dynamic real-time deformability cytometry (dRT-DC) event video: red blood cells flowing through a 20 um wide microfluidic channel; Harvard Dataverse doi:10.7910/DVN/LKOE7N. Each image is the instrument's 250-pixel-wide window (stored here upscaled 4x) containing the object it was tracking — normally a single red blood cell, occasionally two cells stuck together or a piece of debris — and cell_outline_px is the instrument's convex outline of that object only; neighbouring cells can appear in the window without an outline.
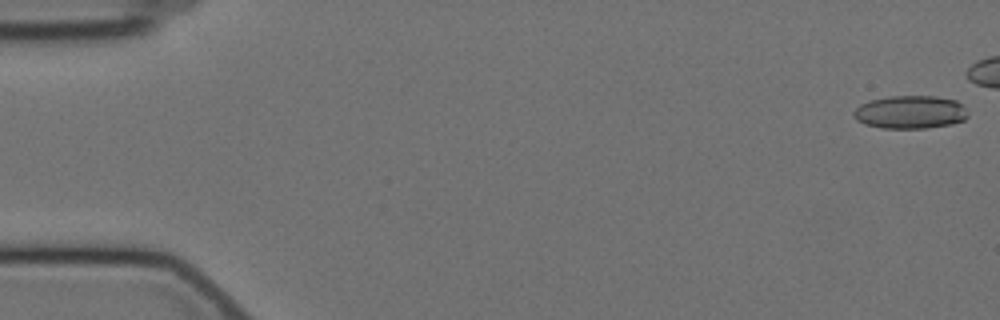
{"species": "Egyptian fruit bat (a non-hibernating species)", "species_latin": "Rousettus aegyptiacus", "temperature_condition": "cold", "stored_images_in_passage": 46, "camera_frame_rate_fps": 3000, "um_per_image_px": 0.085, "animal": {"sex": "female"}, "frame": {"image": 1, "passage_image": 1, "time_ms": 0.0, "image_size_px": [1000, 320], "cell_outline_px": [[968, 116], [964, 120], [952, 124], [928, 128], [880, 128], [864, 124], [856, 120], [852, 116], [852, 112], [860, 104], [868, 100], [892, 96], [936, 96], [956, 100], [968, 112]], "centroid_in_image_um": [77.34, 9.53], "position_along_channel_um": 7.7, "area_um2": 22.25}}
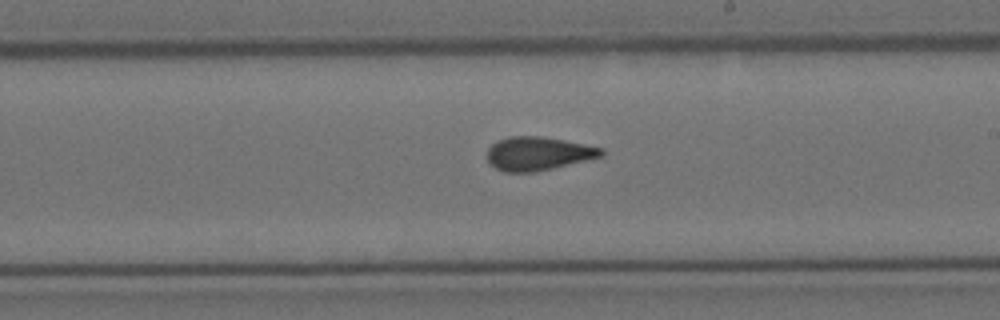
{"frame": {"image": 2, "passage_image": 33, "time_ms": 10.667, "image_size_px": [1000, 320], "cell_outline_px": [[604, 156], [536, 172], [504, 172], [496, 168], [488, 160], [488, 148], [492, 144], [508, 136], [544, 136], [604, 148]], "centroid_in_image_um": [45.77, 13.05], "position_along_channel_um": 243.2, "area_um2": 22.31}}
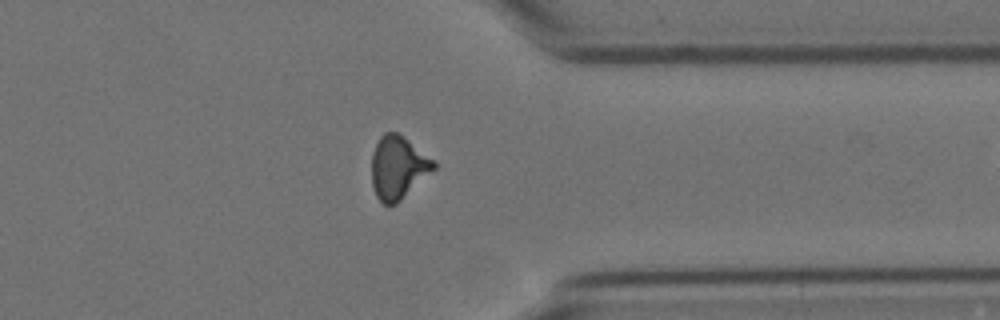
{"frame": {"image": 3, "passage_image": 45, "time_ms": 14.667, "image_size_px": [1000, 320], "cell_outline_px": [[436, 168], [396, 204], [384, 204], [376, 196], [372, 184], [372, 152], [380, 136], [384, 132], [400, 132], [436, 160]], "centroid_in_image_um": [33.86, 14.19], "position_along_channel_um": 377.5, "area_um2": 23.06}}